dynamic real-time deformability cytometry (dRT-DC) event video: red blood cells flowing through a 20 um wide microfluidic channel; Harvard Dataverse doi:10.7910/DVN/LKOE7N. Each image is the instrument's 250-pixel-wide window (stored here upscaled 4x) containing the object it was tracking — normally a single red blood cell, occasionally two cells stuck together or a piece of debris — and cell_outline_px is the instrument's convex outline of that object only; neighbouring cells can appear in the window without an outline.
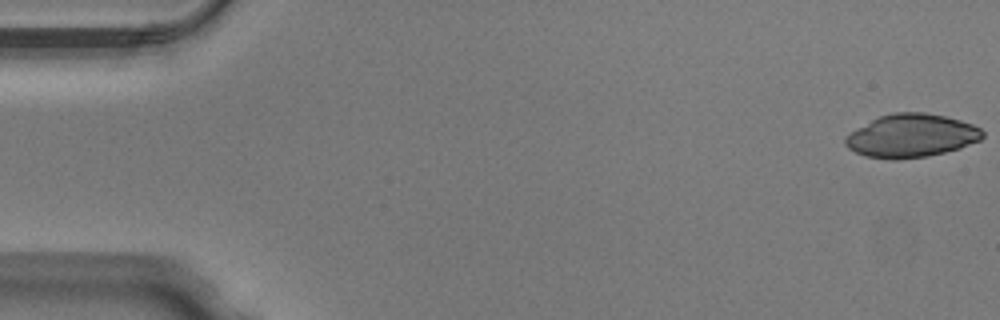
{"species": "Egyptian fruit bat (a non-hibernating species)", "species_latin": "Rousettus aegyptiacus", "temperature_condition": "warm", "stored_images_in_passage": 50, "camera_frame_rate_fps": 3000, "um_per_image_px": 0.085, "animal": {"sex": "male"}, "frame": {"image": 1, "passage_image": 1, "time_ms": 0.0, "image_size_px": [1000, 320], "cell_outline_px": [[984, 136], [980, 140], [960, 148], [944, 152], [924, 156], [896, 160], [892, 160], [868, 156], [856, 152], [848, 148], [844, 144], [844, 136], [856, 128], [880, 116], [892, 112], [924, 112], [944, 116], [960, 120], [972, 124], [980, 128], [984, 132]], "centroid_in_image_um": [77.45, 11.53], "position_along_channel_um": 7.6, "area_um2": 34.51}}